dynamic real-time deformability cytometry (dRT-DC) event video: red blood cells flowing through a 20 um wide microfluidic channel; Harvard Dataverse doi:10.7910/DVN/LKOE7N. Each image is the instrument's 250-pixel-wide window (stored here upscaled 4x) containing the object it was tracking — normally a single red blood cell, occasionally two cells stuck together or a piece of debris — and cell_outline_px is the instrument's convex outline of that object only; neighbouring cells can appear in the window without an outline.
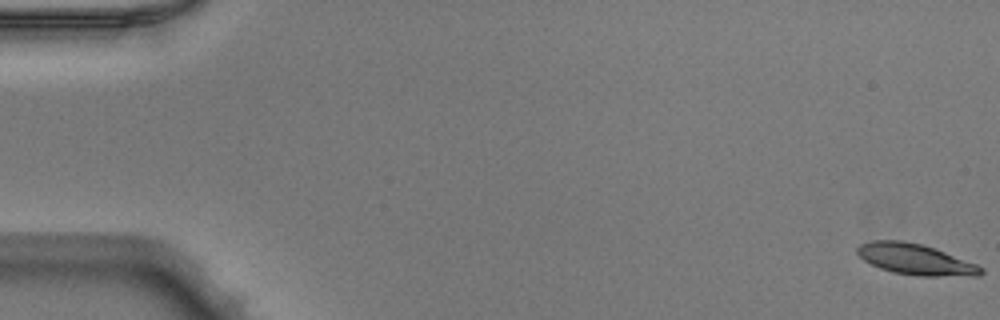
{"species": "Egyptian fruit bat (a non-hibernating species)", "species_latin": "Rousettus aegyptiacus", "temperature_condition": "warm", "stored_images_in_passage": 52, "camera_frame_rate_fps": 3000, "um_per_image_px": 0.085, "animal": {"sex": "male"}, "frame": {"image": 1, "passage_image": 1, "time_ms": 0.0, "image_size_px": [1000, 320], "cell_outline_px": [[984, 272], [980, 276], [916, 276], [892, 272], [880, 268], [864, 260], [856, 252], [856, 248], [860, 244], [872, 240], [900, 240], [920, 244], [936, 248], [976, 264], [984, 268]], "centroid_in_image_um": [77.83, 22.05], "position_along_channel_um": 7.2, "area_um2": 22.37}}
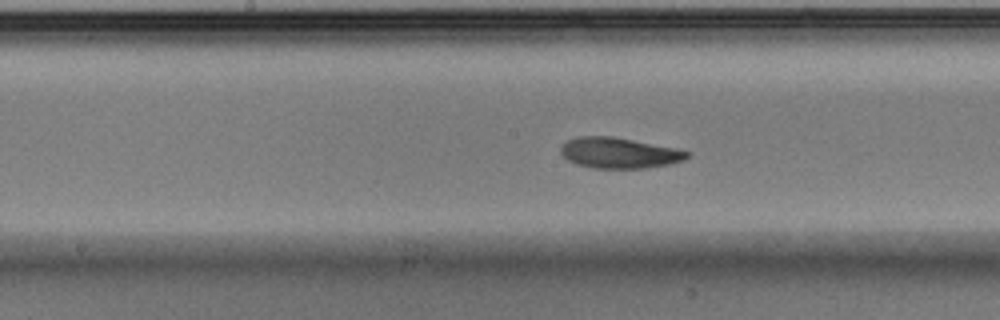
{"frame": {"image": 2, "passage_image": 27, "time_ms": 8.667, "image_size_px": [1000, 320], "cell_outline_px": [[692, 156], [684, 160], [668, 164], [644, 168], [592, 168], [576, 164], [568, 160], [560, 152], [560, 144], [568, 140], [580, 136], [612, 136], [676, 148], [688, 152]], "centroid_in_image_um": [52.61, 12.99], "position_along_channel_um": 195.6, "area_um2": 22.6}}
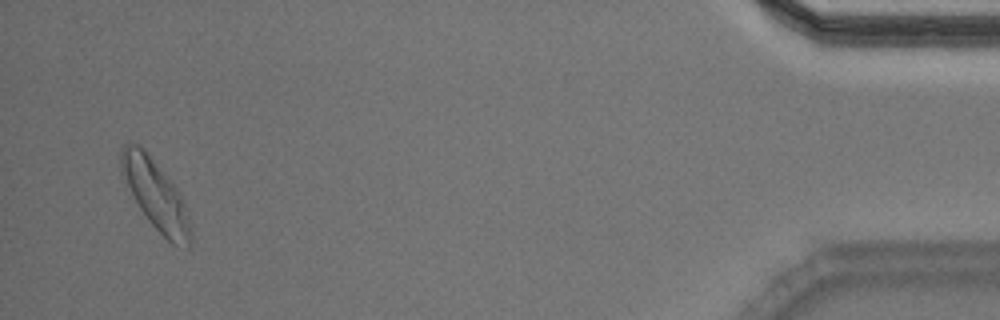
{"frame": {"image": 3, "passage_image": 50, "time_ms": 16.333, "image_size_px": [1000, 320], "cell_outline_px": [[192, 244], [188, 248], [172, 244], [148, 220], [120, 180], [120, 148], [124, 144], [140, 144], [172, 184], [180, 196], [184, 204], [192, 224]], "centroid_in_image_um": [13.18, 16.58], "position_along_channel_um": 422.0, "area_um2": 28.32}, "authors_computed_cell_mechanics": {"area_um2": 22.5709, "velocity_mm_per_s": 3.9654, "shape_relaxation_time_tau1_ms": 2.1831, "shape_relaxation_time_tau2_ms": 1.7843, "deformation_change_tau1": 0.145, "deformation_change_tau2": 0.0852}}